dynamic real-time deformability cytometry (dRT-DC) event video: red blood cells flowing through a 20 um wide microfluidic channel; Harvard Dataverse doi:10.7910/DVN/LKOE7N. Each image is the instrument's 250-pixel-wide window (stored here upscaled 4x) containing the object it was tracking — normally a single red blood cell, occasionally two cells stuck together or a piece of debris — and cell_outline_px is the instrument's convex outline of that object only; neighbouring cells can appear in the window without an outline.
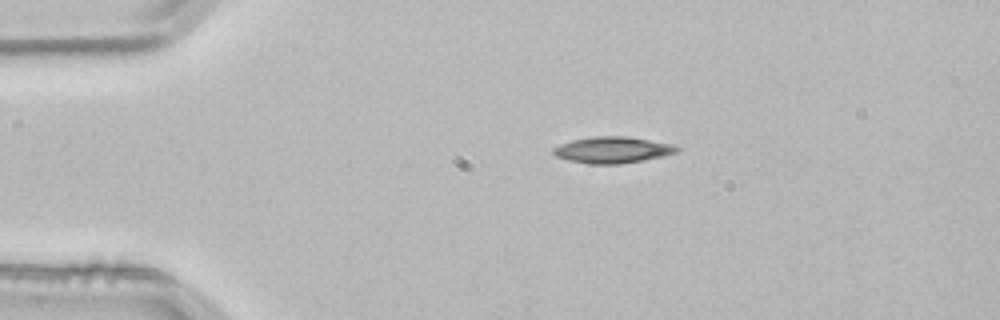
{"species": "common noctule bat (a hibernating species)", "species_latin": "Nyctalus noctula", "temperature_condition": "room temperature", "stored_images_in_passage": 2, "camera_frame_rate_fps": 3000, "um_per_image_px": 0.085, "animal": {"sex": "male", "body_mass_g": 21.5, "forearm_length_mm": 52.0}, "frame": {"image": 1, "passage_image": 1, "time_ms": 0.0, "image_size_px": [1000, 320], "cell_outline_px": [[680, 152], [664, 156], [644, 160], [620, 164], [588, 164], [568, 160], [556, 156], [552, 152], [552, 148], [560, 144], [572, 140], [592, 136], [624, 136], [672, 144], [680, 148]], "centroid_in_image_um": [52.06, 12.75], "position_along_channel_um": 32.9, "area_um2": 19.07}}